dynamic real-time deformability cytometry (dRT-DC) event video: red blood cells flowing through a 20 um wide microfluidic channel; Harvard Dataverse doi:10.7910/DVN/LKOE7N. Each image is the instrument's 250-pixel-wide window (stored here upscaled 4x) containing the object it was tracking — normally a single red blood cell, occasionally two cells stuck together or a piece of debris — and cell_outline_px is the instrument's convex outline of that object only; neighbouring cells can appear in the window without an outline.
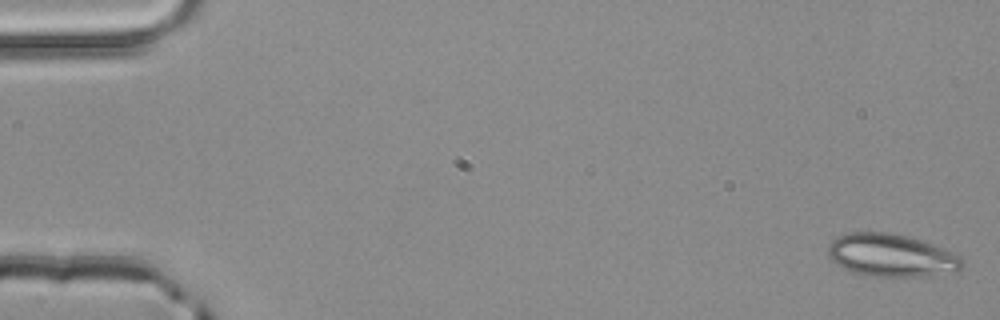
{"species": "common noctule bat (a hibernating species)", "species_latin": "Nyctalus noctula", "temperature_condition": "room temperature", "stored_images_in_passage": 5, "camera_frame_rate_fps": 3000, "um_per_image_px": 0.085, "animal": {"sex": "male", "body_mass_g": 20.4}, "frame": {"image": 1, "passage_image": 1, "time_ms": 0.0, "image_size_px": [1000, 320], "cell_outline_px": [[964, 264], [956, 272], [928, 276], [864, 276], [832, 260], [828, 256], [828, 244], [832, 240], [840, 236], [852, 232], [892, 232], [924, 240], [944, 248], [960, 256], [964, 260]], "centroid_in_image_um": [75.82, 21.69], "position_along_channel_um": 9.2, "area_um2": 33.47}}
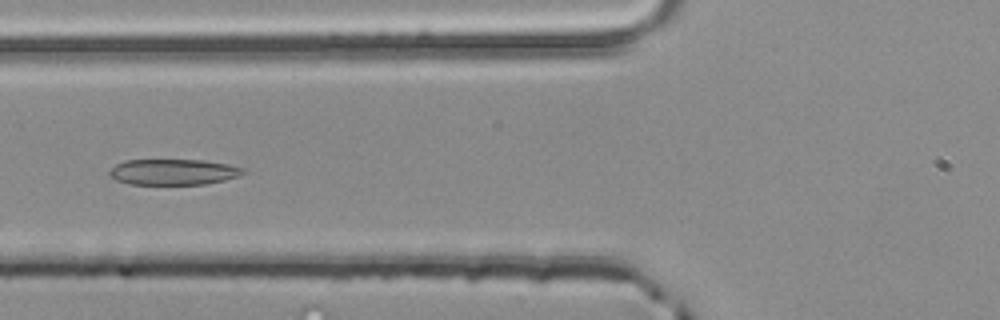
{"frame": {"image": 2, "passage_image": 5, "time_ms": 1.333, "image_size_px": [1000, 320], "cell_outline_px": [[244, 172], [240, 176], [224, 180], [204, 184], [128, 184], [116, 180], [108, 176], [108, 172], [116, 164], [124, 160], [204, 160], [224, 164], [240, 168]], "centroid_in_image_um": [14.65, 14.62], "position_along_channel_um": 111.1, "area_um2": 19.94}}